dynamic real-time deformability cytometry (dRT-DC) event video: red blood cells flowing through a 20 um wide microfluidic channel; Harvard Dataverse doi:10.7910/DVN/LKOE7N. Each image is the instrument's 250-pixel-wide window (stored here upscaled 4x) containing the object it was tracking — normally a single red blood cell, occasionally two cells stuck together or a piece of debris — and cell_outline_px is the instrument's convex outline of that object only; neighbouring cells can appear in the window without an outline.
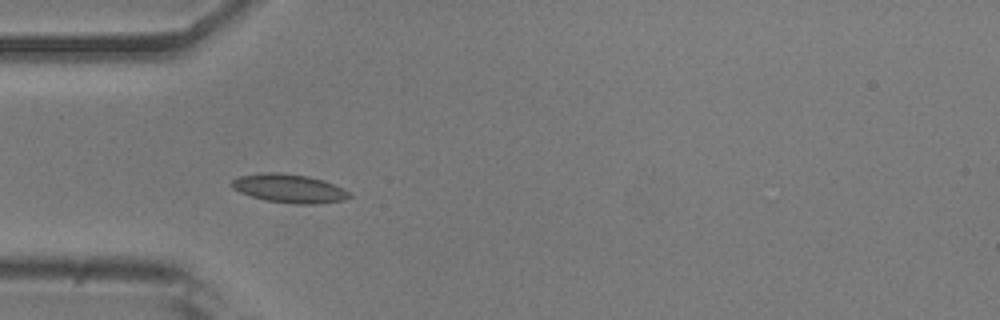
{"species": "common noctule bat (a hibernating species)", "species_latin": "Nyctalus noctula", "temperature_condition": "room temperature", "stored_images_in_passage": 38, "camera_frame_rate_fps": 3000, "um_per_image_px": 0.085, "animal": {"sex": "male", "body_mass_g": 20.5, "forearm_length_mm": 52.5}, "frame": {"image": 1, "passage_image": 1, "time_ms": 0.0, "image_size_px": [1000, 320], "cell_outline_px": [[352, 196], [344, 200], [316, 204], [296, 204], [264, 200], [240, 192], [232, 188], [228, 184], [232, 180], [240, 176], [264, 172], [280, 172], [308, 176], [324, 180], [344, 188]], "centroid_in_image_um": [24.57, 16.01], "position_along_channel_um": 60.4, "area_um2": 19.77}}
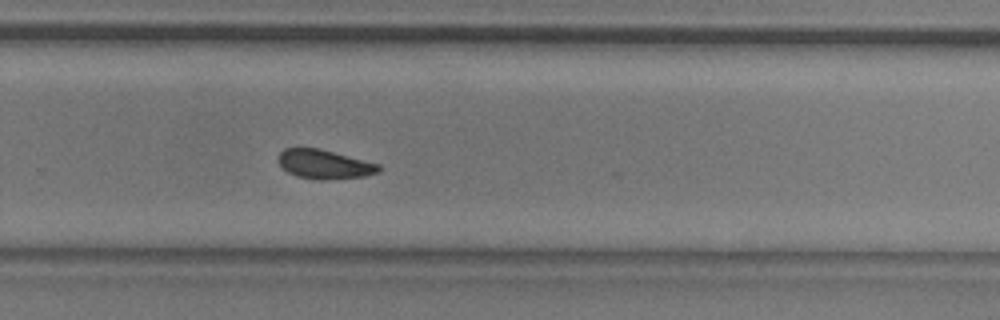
{"frame": {"image": 2, "passage_image": 20, "time_ms": 6.333, "image_size_px": [1000, 320], "cell_outline_px": [[380, 172], [364, 176], [324, 180], [320, 180], [296, 176], [288, 172], [280, 164], [280, 152], [284, 148], [320, 148], [380, 164]], "centroid_in_image_um": [27.61, 13.96], "position_along_channel_um": 302.2, "area_um2": 16.94}}
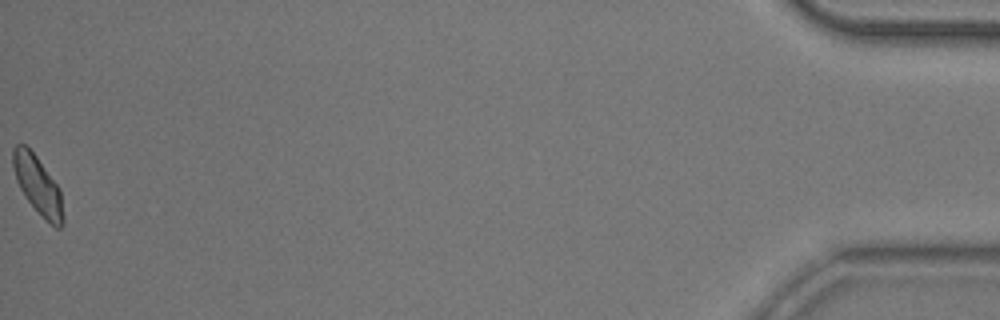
{"frame": {"image": 3, "passage_image": 38, "time_ms": 12.333, "image_size_px": [1000, 320], "cell_outline_px": [[64, 224], [60, 228], [56, 228], [28, 200], [20, 188], [16, 180], [12, 164], [12, 148], [16, 144], [24, 144], [36, 156], [60, 188], [64, 216]], "centroid_in_image_um": [3.22, 15.71], "position_along_channel_um": 432.0, "area_um2": 16.7}, "authors_computed_cell_mechanics": {"area_um2": 17.2244, "velocity_mm_per_s": 3.8501, "shape_relaxation_time_tau1_ms": 4.4563, "shape_relaxation_time_tau2_ms": 6.1857, "deformation_change_tau1": 0.0969, "deformation_change_tau2": 0.101}}